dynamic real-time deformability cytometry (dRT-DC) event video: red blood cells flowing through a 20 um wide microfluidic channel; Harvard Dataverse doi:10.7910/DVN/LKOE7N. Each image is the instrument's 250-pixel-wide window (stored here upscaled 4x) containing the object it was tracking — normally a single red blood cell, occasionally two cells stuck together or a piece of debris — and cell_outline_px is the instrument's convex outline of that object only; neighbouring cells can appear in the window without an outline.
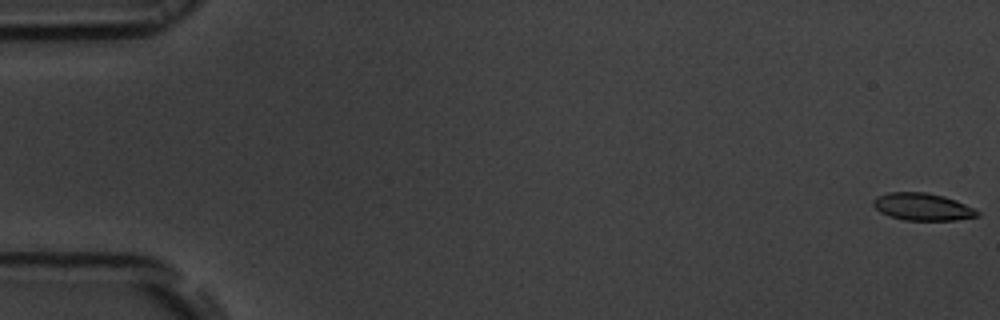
{"species": "common noctule bat (a hibernating species)", "species_latin": "Nyctalus noctula", "temperature_condition": "room temperature", "stored_images_in_passage": 55, "camera_frame_rate_fps": 3000, "um_per_image_px": 0.085, "animal": {"sex": "male", "body_mass_g": 19.5, "forearm_length_mm": 54.6}, "frame": {"image": 1, "passage_image": 1, "time_ms": 0.0, "image_size_px": [1000, 320], "cell_outline_px": [[980, 216], [956, 220], [904, 220], [888, 216], [880, 212], [872, 204], [872, 200], [876, 196], [888, 192], [924, 192], [944, 196], [956, 200], [980, 212]], "centroid_in_image_um": [78.38, 17.58], "position_along_channel_um": 6.6, "area_um2": 16.65}}
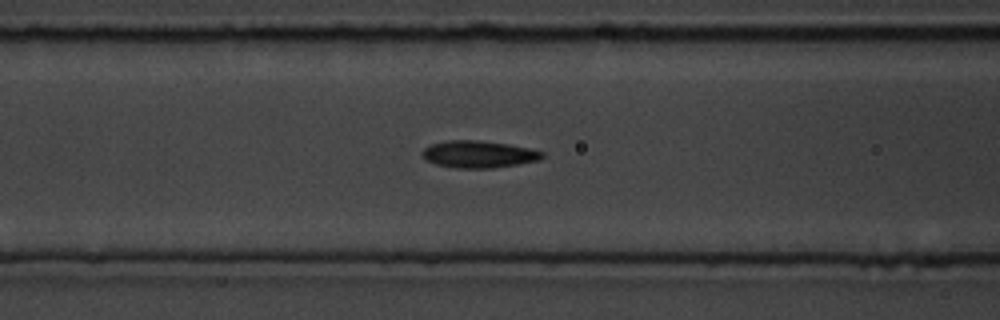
{"frame": {"image": 2, "passage_image": 23, "time_ms": 7.333, "image_size_px": [1000, 320], "cell_outline_px": [[544, 156], [536, 160], [516, 164], [492, 168], [456, 168], [436, 164], [424, 160], [420, 152], [424, 148], [432, 144], [448, 140], [476, 140], [508, 144], [528, 148], [544, 152]], "centroid_in_image_um": [40.62, 13.11], "position_along_channel_um": 126.0, "area_um2": 18.79}}
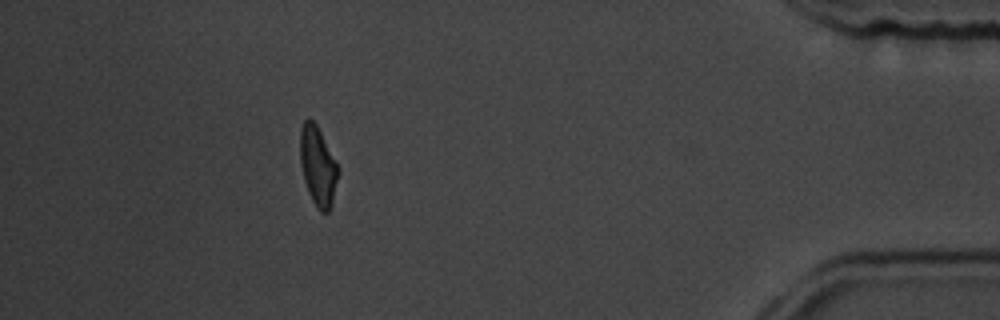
{"frame": {"image": 3, "passage_image": 50, "time_ms": 16.333, "image_size_px": [1000, 320], "cell_outline_px": [[340, 172], [332, 204], [328, 212], [320, 212], [316, 208], [308, 192], [304, 180], [300, 160], [300, 128], [304, 120], [308, 116], [316, 124], [340, 168]], "centroid_in_image_um": [27.03, 14.12], "position_along_channel_um": 408.2, "area_um2": 17.8}, "authors_computed_cell_mechanics": {"area_um2": 18.0914, "velocity_mm_per_s": 3.7355, "shape_relaxation_time_tau1_ms": 3.8836, "shape_relaxation_time_tau2_ms": 2.415, "deformation_change_tau1": 0.14, "deformation_change_tau2": 0.1017}}